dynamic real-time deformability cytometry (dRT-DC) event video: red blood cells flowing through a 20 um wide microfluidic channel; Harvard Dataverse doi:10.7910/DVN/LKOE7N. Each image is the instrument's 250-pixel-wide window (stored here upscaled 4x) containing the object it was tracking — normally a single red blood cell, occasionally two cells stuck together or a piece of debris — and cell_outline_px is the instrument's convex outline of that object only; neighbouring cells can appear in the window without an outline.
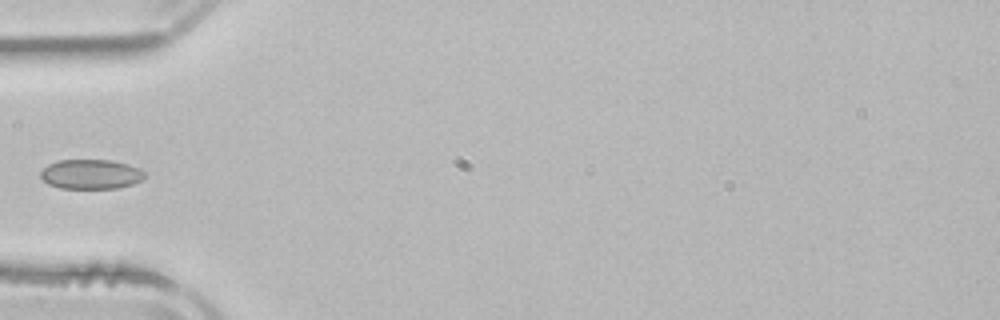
{"species": "common noctule bat (a hibernating species)", "species_latin": "Nyctalus noctula", "temperature_condition": "room temperature", "stored_images_in_passage": 3, "camera_frame_rate_fps": 3000, "um_per_image_px": 0.085, "animal": {"sex": "male", "body_mass_g": 21.5, "forearm_length_mm": 52.0}, "frame": {"image": 1, "passage_image": 3, "time_ms": 2.667, "image_size_px": [1000, 320], "cell_outline_px": [[144, 176], [140, 180], [132, 184], [116, 188], [60, 188], [48, 184], [40, 176], [40, 172], [48, 164], [60, 160], [112, 160], [128, 164], [140, 168], [144, 172]], "centroid_in_image_um": [7.71, 14.8], "position_along_channel_um": 77.3, "area_um2": 17.86}}